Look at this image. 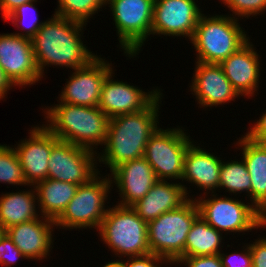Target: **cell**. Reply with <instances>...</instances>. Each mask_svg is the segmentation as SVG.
<instances>
[{
	"label": "cell",
	"instance_id": "4",
	"mask_svg": "<svg viewBox=\"0 0 266 267\" xmlns=\"http://www.w3.org/2000/svg\"><path fill=\"white\" fill-rule=\"evenodd\" d=\"M208 15L200 16L190 43L197 53V62L220 64L250 38L239 19L231 14Z\"/></svg>",
	"mask_w": 266,
	"mask_h": 267
},
{
	"label": "cell",
	"instance_id": "24",
	"mask_svg": "<svg viewBox=\"0 0 266 267\" xmlns=\"http://www.w3.org/2000/svg\"><path fill=\"white\" fill-rule=\"evenodd\" d=\"M34 187L39 214L55 221L75 196L79 185L47 178Z\"/></svg>",
	"mask_w": 266,
	"mask_h": 267
},
{
	"label": "cell",
	"instance_id": "38",
	"mask_svg": "<svg viewBox=\"0 0 266 267\" xmlns=\"http://www.w3.org/2000/svg\"><path fill=\"white\" fill-rule=\"evenodd\" d=\"M38 0H0V10L2 18L5 19L18 6Z\"/></svg>",
	"mask_w": 266,
	"mask_h": 267
},
{
	"label": "cell",
	"instance_id": "37",
	"mask_svg": "<svg viewBox=\"0 0 266 267\" xmlns=\"http://www.w3.org/2000/svg\"><path fill=\"white\" fill-rule=\"evenodd\" d=\"M259 118L244 134L253 141L266 144V109Z\"/></svg>",
	"mask_w": 266,
	"mask_h": 267
},
{
	"label": "cell",
	"instance_id": "36",
	"mask_svg": "<svg viewBox=\"0 0 266 267\" xmlns=\"http://www.w3.org/2000/svg\"><path fill=\"white\" fill-rule=\"evenodd\" d=\"M248 244L252 257V267H266V237H260Z\"/></svg>",
	"mask_w": 266,
	"mask_h": 267
},
{
	"label": "cell",
	"instance_id": "33",
	"mask_svg": "<svg viewBox=\"0 0 266 267\" xmlns=\"http://www.w3.org/2000/svg\"><path fill=\"white\" fill-rule=\"evenodd\" d=\"M243 250L240 252H232L230 254L223 253V250L219 253L221 263L223 267H252V257L250 253V246L244 244Z\"/></svg>",
	"mask_w": 266,
	"mask_h": 267
},
{
	"label": "cell",
	"instance_id": "39",
	"mask_svg": "<svg viewBox=\"0 0 266 267\" xmlns=\"http://www.w3.org/2000/svg\"><path fill=\"white\" fill-rule=\"evenodd\" d=\"M14 85L5 76L3 70L0 67V101L5 99L9 90H11Z\"/></svg>",
	"mask_w": 266,
	"mask_h": 267
},
{
	"label": "cell",
	"instance_id": "8",
	"mask_svg": "<svg viewBox=\"0 0 266 267\" xmlns=\"http://www.w3.org/2000/svg\"><path fill=\"white\" fill-rule=\"evenodd\" d=\"M199 215L213 228L228 235L231 232L240 234L251 232L253 229L266 228V217L256 209L249 200L245 204L242 199H232L216 193L211 197H195ZM207 198V199H206Z\"/></svg>",
	"mask_w": 266,
	"mask_h": 267
},
{
	"label": "cell",
	"instance_id": "3",
	"mask_svg": "<svg viewBox=\"0 0 266 267\" xmlns=\"http://www.w3.org/2000/svg\"><path fill=\"white\" fill-rule=\"evenodd\" d=\"M43 124L59 140L70 142L94 153L107 138L109 117L98 106L87 107L58 103L44 107Z\"/></svg>",
	"mask_w": 266,
	"mask_h": 267
},
{
	"label": "cell",
	"instance_id": "7",
	"mask_svg": "<svg viewBox=\"0 0 266 267\" xmlns=\"http://www.w3.org/2000/svg\"><path fill=\"white\" fill-rule=\"evenodd\" d=\"M100 172L88 183L79 185L75 196L54 221L56 229H98L106 215V206L112 184L109 175ZM106 206V207H105Z\"/></svg>",
	"mask_w": 266,
	"mask_h": 267
},
{
	"label": "cell",
	"instance_id": "12",
	"mask_svg": "<svg viewBox=\"0 0 266 267\" xmlns=\"http://www.w3.org/2000/svg\"><path fill=\"white\" fill-rule=\"evenodd\" d=\"M0 67L14 87L25 88L42 81L32 40L20 35L0 34Z\"/></svg>",
	"mask_w": 266,
	"mask_h": 267
},
{
	"label": "cell",
	"instance_id": "9",
	"mask_svg": "<svg viewBox=\"0 0 266 267\" xmlns=\"http://www.w3.org/2000/svg\"><path fill=\"white\" fill-rule=\"evenodd\" d=\"M107 5L123 54L137 57L151 35L154 0H106Z\"/></svg>",
	"mask_w": 266,
	"mask_h": 267
},
{
	"label": "cell",
	"instance_id": "35",
	"mask_svg": "<svg viewBox=\"0 0 266 267\" xmlns=\"http://www.w3.org/2000/svg\"><path fill=\"white\" fill-rule=\"evenodd\" d=\"M175 264L177 266L184 264L186 267H223L219 254L183 257L180 258Z\"/></svg>",
	"mask_w": 266,
	"mask_h": 267
},
{
	"label": "cell",
	"instance_id": "23",
	"mask_svg": "<svg viewBox=\"0 0 266 267\" xmlns=\"http://www.w3.org/2000/svg\"><path fill=\"white\" fill-rule=\"evenodd\" d=\"M236 142L251 177V204L266 217V144L245 134Z\"/></svg>",
	"mask_w": 266,
	"mask_h": 267
},
{
	"label": "cell",
	"instance_id": "25",
	"mask_svg": "<svg viewBox=\"0 0 266 267\" xmlns=\"http://www.w3.org/2000/svg\"><path fill=\"white\" fill-rule=\"evenodd\" d=\"M37 195L34 185L28 191L7 192L0 196V225L9 227L37 219Z\"/></svg>",
	"mask_w": 266,
	"mask_h": 267
},
{
	"label": "cell",
	"instance_id": "40",
	"mask_svg": "<svg viewBox=\"0 0 266 267\" xmlns=\"http://www.w3.org/2000/svg\"><path fill=\"white\" fill-rule=\"evenodd\" d=\"M102 267H121V260H111V262H106L105 265H103Z\"/></svg>",
	"mask_w": 266,
	"mask_h": 267
},
{
	"label": "cell",
	"instance_id": "30",
	"mask_svg": "<svg viewBox=\"0 0 266 267\" xmlns=\"http://www.w3.org/2000/svg\"><path fill=\"white\" fill-rule=\"evenodd\" d=\"M0 183L22 186L28 185L20 164L19 157L13 146L0 144Z\"/></svg>",
	"mask_w": 266,
	"mask_h": 267
},
{
	"label": "cell",
	"instance_id": "28",
	"mask_svg": "<svg viewBox=\"0 0 266 267\" xmlns=\"http://www.w3.org/2000/svg\"><path fill=\"white\" fill-rule=\"evenodd\" d=\"M57 2L54 15L84 24H87L98 11H102V7H106V0H58Z\"/></svg>",
	"mask_w": 266,
	"mask_h": 267
},
{
	"label": "cell",
	"instance_id": "19",
	"mask_svg": "<svg viewBox=\"0 0 266 267\" xmlns=\"http://www.w3.org/2000/svg\"><path fill=\"white\" fill-rule=\"evenodd\" d=\"M250 39L220 65L225 76L242 97L252 98L259 88L261 59Z\"/></svg>",
	"mask_w": 266,
	"mask_h": 267
},
{
	"label": "cell",
	"instance_id": "11",
	"mask_svg": "<svg viewBox=\"0 0 266 267\" xmlns=\"http://www.w3.org/2000/svg\"><path fill=\"white\" fill-rule=\"evenodd\" d=\"M97 155L86 148L58 140L49 155L48 178L76 185L86 184L100 172Z\"/></svg>",
	"mask_w": 266,
	"mask_h": 267
},
{
	"label": "cell",
	"instance_id": "26",
	"mask_svg": "<svg viewBox=\"0 0 266 267\" xmlns=\"http://www.w3.org/2000/svg\"><path fill=\"white\" fill-rule=\"evenodd\" d=\"M223 239V233L210 226L199 215L187 235L184 257L219 254L224 248Z\"/></svg>",
	"mask_w": 266,
	"mask_h": 267
},
{
	"label": "cell",
	"instance_id": "29",
	"mask_svg": "<svg viewBox=\"0 0 266 267\" xmlns=\"http://www.w3.org/2000/svg\"><path fill=\"white\" fill-rule=\"evenodd\" d=\"M37 1H31L25 4H22L15 8L5 19L4 21H11L14 26L21 29L23 32H15L13 34L20 35L28 39H32L38 30L42 27L45 21H39L38 11L34 4ZM31 12V13H30ZM33 13V14H32ZM32 14V15H31ZM30 17V19H29ZM23 24V27L21 25Z\"/></svg>",
	"mask_w": 266,
	"mask_h": 267
},
{
	"label": "cell",
	"instance_id": "27",
	"mask_svg": "<svg viewBox=\"0 0 266 267\" xmlns=\"http://www.w3.org/2000/svg\"><path fill=\"white\" fill-rule=\"evenodd\" d=\"M240 159L241 161L238 159L230 160V162L222 161L219 190L224 189L225 193L228 192L229 195L233 193V195L235 194L234 196L242 192L247 193V199H249L251 203V177L249 176L243 159L241 157Z\"/></svg>",
	"mask_w": 266,
	"mask_h": 267
},
{
	"label": "cell",
	"instance_id": "20",
	"mask_svg": "<svg viewBox=\"0 0 266 267\" xmlns=\"http://www.w3.org/2000/svg\"><path fill=\"white\" fill-rule=\"evenodd\" d=\"M54 227L56 225L52 219L40 215L32 221L9 227L6 233L28 261L29 259L38 261L50 255L53 248Z\"/></svg>",
	"mask_w": 266,
	"mask_h": 267
},
{
	"label": "cell",
	"instance_id": "18",
	"mask_svg": "<svg viewBox=\"0 0 266 267\" xmlns=\"http://www.w3.org/2000/svg\"><path fill=\"white\" fill-rule=\"evenodd\" d=\"M111 173V174H110ZM108 175L119 192L121 206H132L142 199L158 180L145 157L134 159L115 167Z\"/></svg>",
	"mask_w": 266,
	"mask_h": 267
},
{
	"label": "cell",
	"instance_id": "32",
	"mask_svg": "<svg viewBox=\"0 0 266 267\" xmlns=\"http://www.w3.org/2000/svg\"><path fill=\"white\" fill-rule=\"evenodd\" d=\"M27 259L18 247L13 243L7 233L0 240V265L11 267L16 264L19 259Z\"/></svg>",
	"mask_w": 266,
	"mask_h": 267
},
{
	"label": "cell",
	"instance_id": "1",
	"mask_svg": "<svg viewBox=\"0 0 266 267\" xmlns=\"http://www.w3.org/2000/svg\"><path fill=\"white\" fill-rule=\"evenodd\" d=\"M163 96L161 92L141 111L109 118L104 149L97 153L100 166L105 164L111 172L122 163L144 157L149 138L160 127L158 113Z\"/></svg>",
	"mask_w": 266,
	"mask_h": 267
},
{
	"label": "cell",
	"instance_id": "34",
	"mask_svg": "<svg viewBox=\"0 0 266 267\" xmlns=\"http://www.w3.org/2000/svg\"><path fill=\"white\" fill-rule=\"evenodd\" d=\"M126 259L124 261L121 259V267H162L163 264L170 265L164 258L152 253Z\"/></svg>",
	"mask_w": 266,
	"mask_h": 267
},
{
	"label": "cell",
	"instance_id": "14",
	"mask_svg": "<svg viewBox=\"0 0 266 267\" xmlns=\"http://www.w3.org/2000/svg\"><path fill=\"white\" fill-rule=\"evenodd\" d=\"M195 0H154L151 35L193 37L203 14Z\"/></svg>",
	"mask_w": 266,
	"mask_h": 267
},
{
	"label": "cell",
	"instance_id": "17",
	"mask_svg": "<svg viewBox=\"0 0 266 267\" xmlns=\"http://www.w3.org/2000/svg\"><path fill=\"white\" fill-rule=\"evenodd\" d=\"M195 62V73L189 87L200 108L222 106L241 97L220 64Z\"/></svg>",
	"mask_w": 266,
	"mask_h": 267
},
{
	"label": "cell",
	"instance_id": "22",
	"mask_svg": "<svg viewBox=\"0 0 266 267\" xmlns=\"http://www.w3.org/2000/svg\"><path fill=\"white\" fill-rule=\"evenodd\" d=\"M187 189L188 187L180 182L157 180L148 193L131 207L148 223L167 211L177 209L188 199H193Z\"/></svg>",
	"mask_w": 266,
	"mask_h": 267
},
{
	"label": "cell",
	"instance_id": "16",
	"mask_svg": "<svg viewBox=\"0 0 266 267\" xmlns=\"http://www.w3.org/2000/svg\"><path fill=\"white\" fill-rule=\"evenodd\" d=\"M114 74L111 72L104 80L98 104L109 118L141 111L161 93L158 88L145 92L127 82L114 80Z\"/></svg>",
	"mask_w": 266,
	"mask_h": 267
},
{
	"label": "cell",
	"instance_id": "41",
	"mask_svg": "<svg viewBox=\"0 0 266 267\" xmlns=\"http://www.w3.org/2000/svg\"><path fill=\"white\" fill-rule=\"evenodd\" d=\"M5 233H6V230L0 225V240L4 236Z\"/></svg>",
	"mask_w": 266,
	"mask_h": 267
},
{
	"label": "cell",
	"instance_id": "10",
	"mask_svg": "<svg viewBox=\"0 0 266 267\" xmlns=\"http://www.w3.org/2000/svg\"><path fill=\"white\" fill-rule=\"evenodd\" d=\"M187 134L182 126L172 129L159 127L149 138L144 157L158 180L177 182V179H182L185 153L194 142Z\"/></svg>",
	"mask_w": 266,
	"mask_h": 267
},
{
	"label": "cell",
	"instance_id": "5",
	"mask_svg": "<svg viewBox=\"0 0 266 267\" xmlns=\"http://www.w3.org/2000/svg\"><path fill=\"white\" fill-rule=\"evenodd\" d=\"M98 233L103 244L116 255L114 257L121 259L151 253L147 222L131 206L109 207Z\"/></svg>",
	"mask_w": 266,
	"mask_h": 267
},
{
	"label": "cell",
	"instance_id": "15",
	"mask_svg": "<svg viewBox=\"0 0 266 267\" xmlns=\"http://www.w3.org/2000/svg\"><path fill=\"white\" fill-rule=\"evenodd\" d=\"M28 137L14 145L28 185L48 178V161L52 146L59 140L43 124L31 127ZM18 144V145H17Z\"/></svg>",
	"mask_w": 266,
	"mask_h": 267
},
{
	"label": "cell",
	"instance_id": "31",
	"mask_svg": "<svg viewBox=\"0 0 266 267\" xmlns=\"http://www.w3.org/2000/svg\"><path fill=\"white\" fill-rule=\"evenodd\" d=\"M223 4L231 10L232 17L240 20L262 15L266 11V0H225Z\"/></svg>",
	"mask_w": 266,
	"mask_h": 267
},
{
	"label": "cell",
	"instance_id": "13",
	"mask_svg": "<svg viewBox=\"0 0 266 267\" xmlns=\"http://www.w3.org/2000/svg\"><path fill=\"white\" fill-rule=\"evenodd\" d=\"M99 56L101 55H97L86 66L72 70L58 96V103L98 106L103 82L114 69L112 63Z\"/></svg>",
	"mask_w": 266,
	"mask_h": 267
},
{
	"label": "cell",
	"instance_id": "21",
	"mask_svg": "<svg viewBox=\"0 0 266 267\" xmlns=\"http://www.w3.org/2000/svg\"><path fill=\"white\" fill-rule=\"evenodd\" d=\"M195 143L193 142L185 153L181 184L184 181L195 184L200 188L199 191H204L203 195L208 197L209 193H216L219 189L222 159Z\"/></svg>",
	"mask_w": 266,
	"mask_h": 267
},
{
	"label": "cell",
	"instance_id": "6",
	"mask_svg": "<svg viewBox=\"0 0 266 267\" xmlns=\"http://www.w3.org/2000/svg\"><path fill=\"white\" fill-rule=\"evenodd\" d=\"M199 216L195 199H188L175 210L161 214L147 223L148 242L152 254L164 258L170 265L184 257L190 228Z\"/></svg>",
	"mask_w": 266,
	"mask_h": 267
},
{
	"label": "cell",
	"instance_id": "2",
	"mask_svg": "<svg viewBox=\"0 0 266 267\" xmlns=\"http://www.w3.org/2000/svg\"><path fill=\"white\" fill-rule=\"evenodd\" d=\"M86 25L54 14L45 21L31 39L36 65L42 78L46 66L74 70L86 66L97 56L82 41Z\"/></svg>",
	"mask_w": 266,
	"mask_h": 267
}]
</instances>
